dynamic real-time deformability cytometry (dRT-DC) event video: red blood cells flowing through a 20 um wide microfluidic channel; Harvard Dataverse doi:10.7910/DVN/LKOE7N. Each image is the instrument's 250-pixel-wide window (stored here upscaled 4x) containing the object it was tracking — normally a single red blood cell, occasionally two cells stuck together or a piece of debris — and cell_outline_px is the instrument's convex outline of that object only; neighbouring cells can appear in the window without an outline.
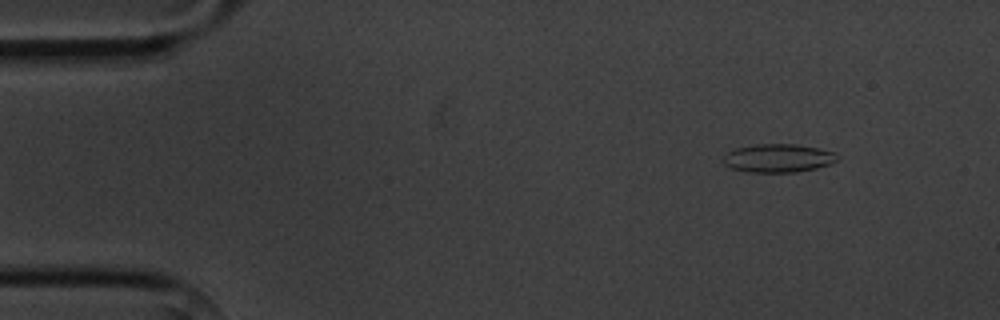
{"species": "common noctule bat (a hibernating species)", "species_latin": "Nyctalus noctula", "temperature_condition": "cold", "stored_images_in_passage": 9, "camera_frame_rate_fps": 3000, "um_per_image_px": 0.085, "animal": {"sex": "male", "body_mass_g": 20.1, "forearm_length_mm": 53.5}, "frame": {"image": 1, "passage_image": 2, "time_ms": 1.0, "image_size_px": [1000, 320], "cell_outline_px": [[836, 160], [828, 164], [816, 168], [796, 172], [748, 172], [732, 168], [724, 164], [724, 156], [728, 152], [736, 148], [756, 144], [796, 144], [820, 148], [836, 152]], "centroid_in_image_um": [66.14, 13.43], "position_along_channel_um": 18.9, "area_um2": 18.73}}
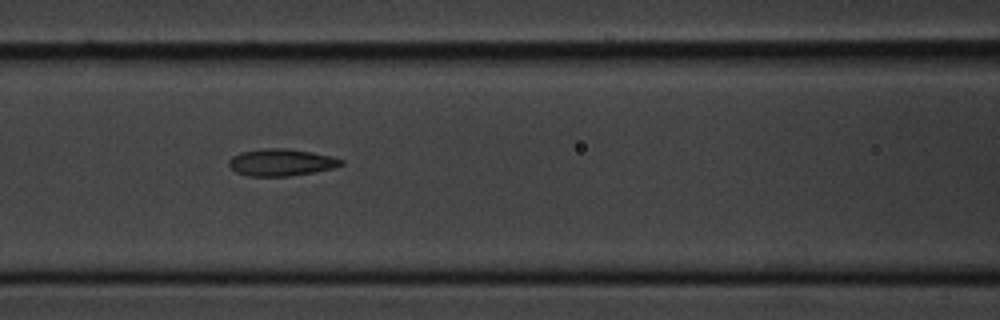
{"frame": {"image": 2, "passage_image": 7, "time_ms": 6.667, "image_size_px": [1000, 320], "cell_outline_px": [[344, 164], [332, 168], [312, 172], [288, 176], [248, 176], [236, 172], [228, 164], [228, 160], [232, 156], [240, 152], [264, 148], [284, 148], [312, 152], [332, 156], [344, 160]], "centroid_in_image_um": [23.89, 13.79], "position_along_channel_um": 142.7, "area_um2": 17.63}}
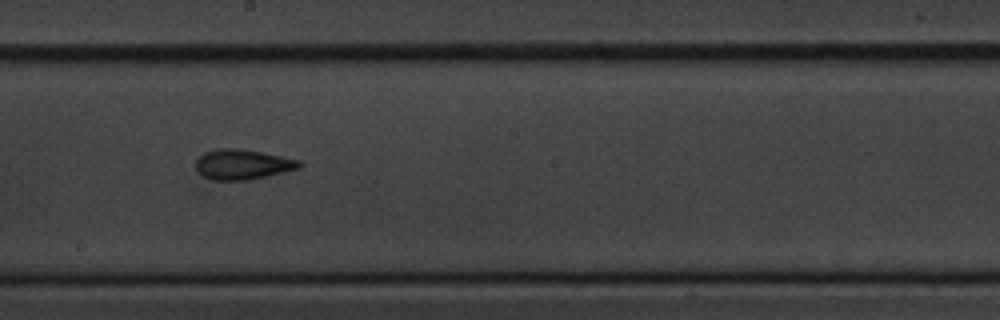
{"frame": {"image": 3, "passage_image": 9, "time_ms": 9.0, "image_size_px": [1000, 320], "cell_outline_px": [[304, 164], [300, 168], [248, 180], [212, 180], [204, 176], [196, 168], [196, 160], [204, 152], [216, 148], [240, 148], [300, 160]], "centroid_in_image_um": [20.62, 13.96], "position_along_channel_um": 227.6, "area_um2": 18.09}}